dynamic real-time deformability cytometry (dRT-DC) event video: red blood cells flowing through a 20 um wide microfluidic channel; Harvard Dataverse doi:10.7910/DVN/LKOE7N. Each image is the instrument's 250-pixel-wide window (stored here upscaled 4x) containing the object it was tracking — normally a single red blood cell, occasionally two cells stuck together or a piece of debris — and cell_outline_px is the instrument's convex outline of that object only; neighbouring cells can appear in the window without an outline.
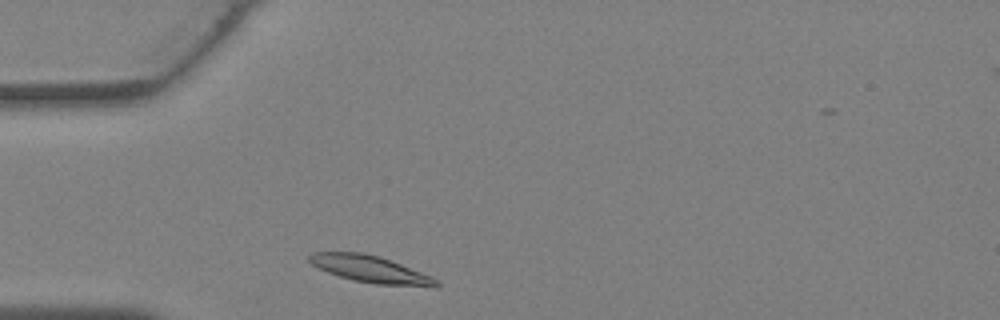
{"species": "Egyptian fruit bat (a non-hibernating species)", "species_latin": "Rousettus aegyptiacus", "temperature_condition": "warm", "stored_images_in_passage": 21, "camera_frame_rate_fps": 3000, "um_per_image_px": 0.085, "animal": {"sex": "female"}, "frame": {"image": 1, "passage_image": 2, "time_ms": 0.333, "image_size_px": [1000, 320], "cell_outline_px": [[440, 284], [436, 288], [432, 288], [376, 284], [352, 280], [328, 272], [312, 264], [308, 260], [308, 256], [312, 252], [360, 252], [380, 256], [432, 276]], "centroid_in_image_um": [31.54, 22.9], "position_along_channel_um": 53.5, "area_um2": 20.06}}
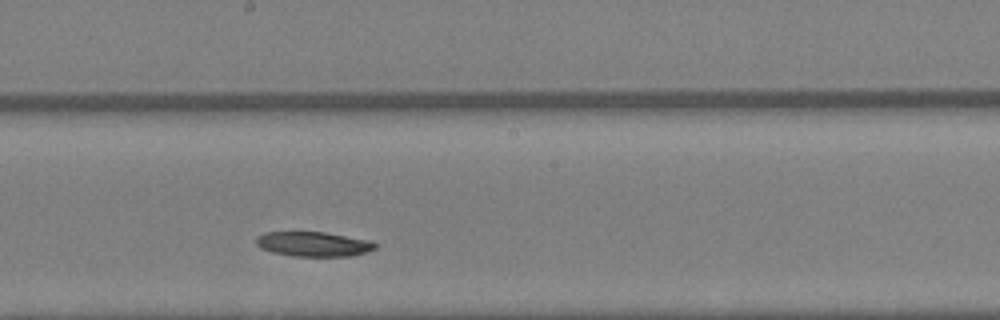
{"frame": {"image": 2, "passage_image": 12, "time_ms": 3.667, "image_size_px": [1000, 320], "cell_outline_px": [[376, 248], [352, 256], [292, 256], [272, 252], [260, 248], [256, 244], [256, 236], [264, 232], [324, 232], [372, 240], [376, 244]], "centroid_in_image_um": [26.62, 20.74], "position_along_channel_um": 221.6, "area_um2": 17.22}}
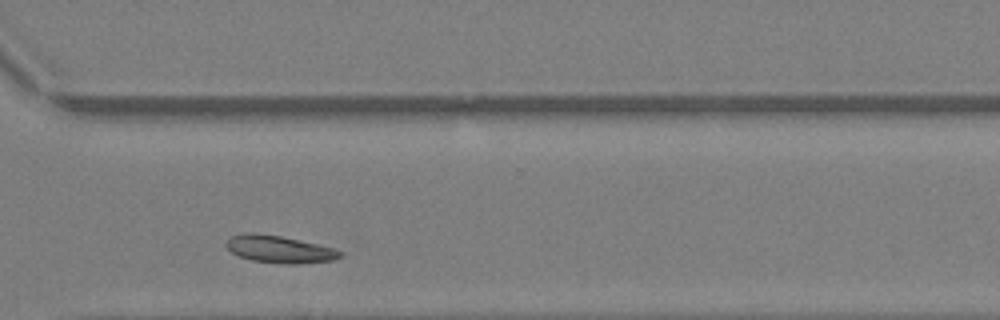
{"frame": {"image": 3, "passage_image": 19, "time_ms": 6.0, "image_size_px": [1000, 320], "cell_outline_px": [[340, 256], [332, 260], [300, 264], [284, 264], [252, 260], [240, 256], [232, 252], [224, 244], [232, 236], [244, 232], [252, 232], [280, 236], [336, 248], [340, 252]], "centroid_in_image_um": [23.73, 21.18], "position_along_channel_um": 346.9, "area_um2": 17.92}}